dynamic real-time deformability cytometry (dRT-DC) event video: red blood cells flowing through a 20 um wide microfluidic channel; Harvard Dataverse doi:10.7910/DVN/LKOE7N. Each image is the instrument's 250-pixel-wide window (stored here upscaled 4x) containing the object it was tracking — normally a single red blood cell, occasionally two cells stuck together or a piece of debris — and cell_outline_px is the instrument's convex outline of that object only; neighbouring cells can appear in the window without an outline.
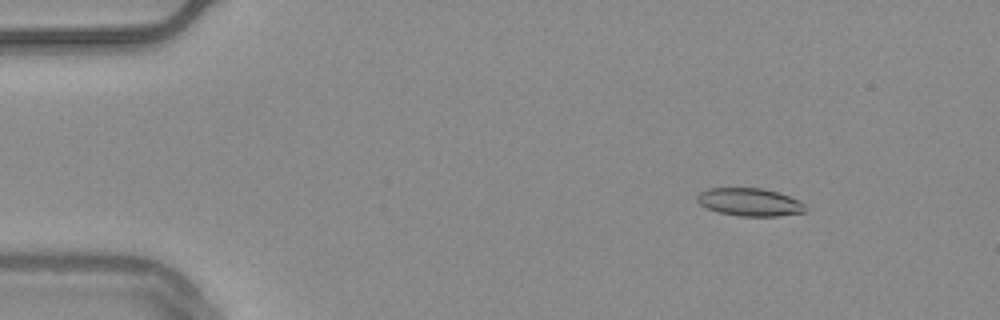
{"species": "common noctule bat (a hibernating species)", "species_latin": "Nyctalus noctula", "temperature_condition": "warm", "stored_images_in_passage": 55, "camera_frame_rate_fps": 3000, "um_per_image_px": 0.085, "animal": {"sex": "male", "body_mass_g": 20.4}, "frame": {"image": 1, "passage_image": 8, "time_ms": 2.333, "image_size_px": [1000, 320], "cell_outline_px": [[808, 212], [776, 216], [740, 216], [720, 212], [708, 208], [700, 204], [696, 200], [696, 196], [700, 192], [708, 188], [760, 188], [776, 192], [800, 200], [808, 208]], "centroid_in_image_um": [63.76, 17.18], "position_along_channel_um": 21.2, "area_um2": 17.57}}
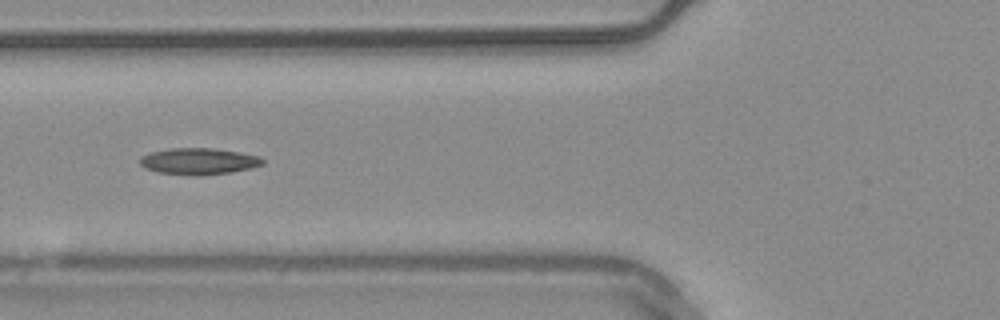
{"frame": {"image": 2, "passage_image": 22, "time_ms": 7.0, "image_size_px": [1000, 320], "cell_outline_px": [[264, 164], [252, 168], [232, 172], [204, 176], [196, 176], [156, 172], [144, 168], [140, 164], [140, 156], [152, 152], [172, 148], [212, 148], [240, 152], [260, 156], [264, 160]], "centroid_in_image_um": [16.91, 13.72], "position_along_channel_um": 108.9, "area_um2": 19.19}}
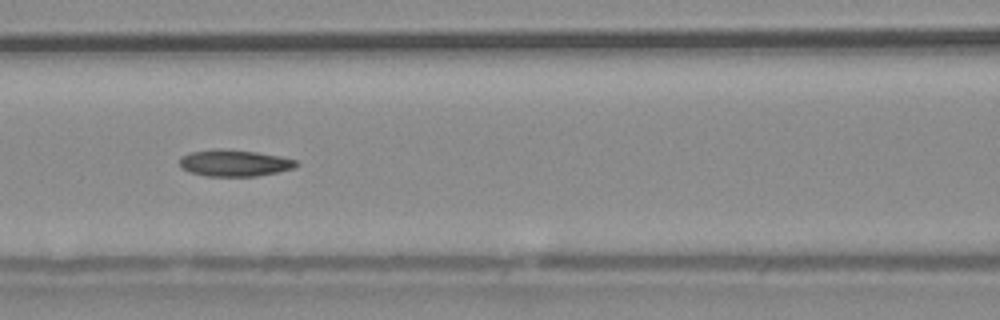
{"frame": {"image": 3, "passage_image": 25, "time_ms": 8.0, "image_size_px": [1000, 320], "cell_outline_px": [[300, 164], [296, 168], [256, 176], [204, 176], [180, 168], [180, 156], [188, 152], [216, 148], [228, 148], [256, 152], [280, 156], [296, 160]], "centroid_in_image_um": [19.91, 13.84], "position_along_channel_um": 146.7, "area_um2": 18.38}, "authors_computed_cell_mechanics": {"area_um2": 17.9758, "velocity_mm_per_s": 3.735, "shape_relaxation_time_tau1_ms": null, "shape_relaxation_time_tau2_ms": 5.3175, "deformation_change_tau1": null, "deformation_change_tau2": 0.1364}}